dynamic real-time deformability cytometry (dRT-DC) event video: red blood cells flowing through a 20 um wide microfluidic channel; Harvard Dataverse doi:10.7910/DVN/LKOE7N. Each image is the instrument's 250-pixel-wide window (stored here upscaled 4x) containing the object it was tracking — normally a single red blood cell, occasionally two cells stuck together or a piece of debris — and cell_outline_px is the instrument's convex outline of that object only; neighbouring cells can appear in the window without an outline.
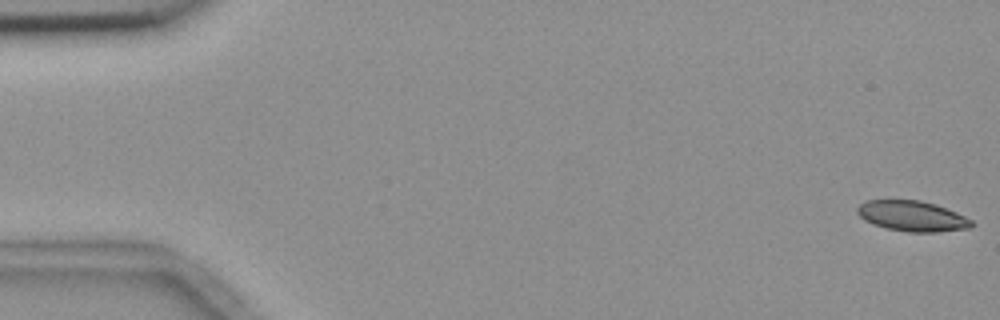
{"species": "common noctule bat (a hibernating species)", "species_latin": "Nyctalus noctula", "temperature_condition": "room temperature", "stored_images_in_passage": 56, "camera_frame_rate_fps": 3000, "um_per_image_px": 0.085, "animal": {"sex": "female", "body_mass_g": 18.4}, "frame": {"image": 1, "passage_image": 1, "time_ms": 0.0, "image_size_px": [1000, 320], "cell_outline_px": [[976, 224], [968, 228], [936, 232], [908, 232], [888, 228], [872, 224], [864, 220], [856, 212], [856, 208], [860, 204], [868, 200], [920, 200], [936, 204], [956, 212], [972, 220]], "centroid_in_image_um": [77.53, 18.36], "position_along_channel_um": 7.5, "area_um2": 20.29}}
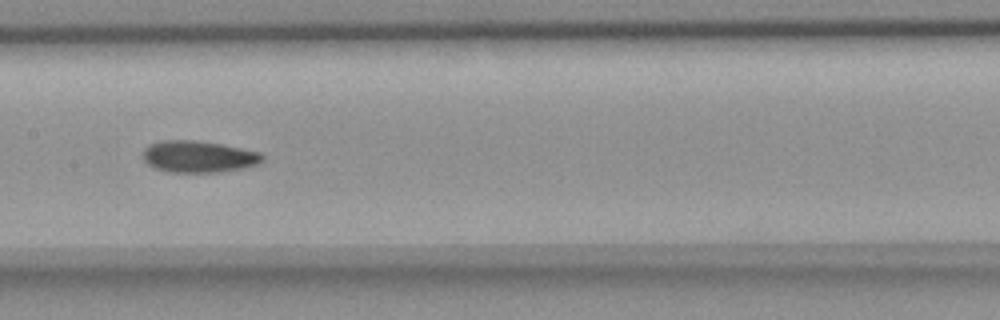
{"frame": {"image": 2, "passage_image": 28, "time_ms": 9.0, "image_size_px": [1000, 320], "cell_outline_px": [[264, 160], [256, 164], [240, 168], [220, 172], [168, 172], [156, 168], [148, 164], [144, 160], [144, 148], [148, 144], [160, 140], [192, 140], [220, 144], [260, 152], [264, 156]], "centroid_in_image_um": [16.85, 13.31], "position_along_channel_um": 190.6, "area_um2": 21.91}}
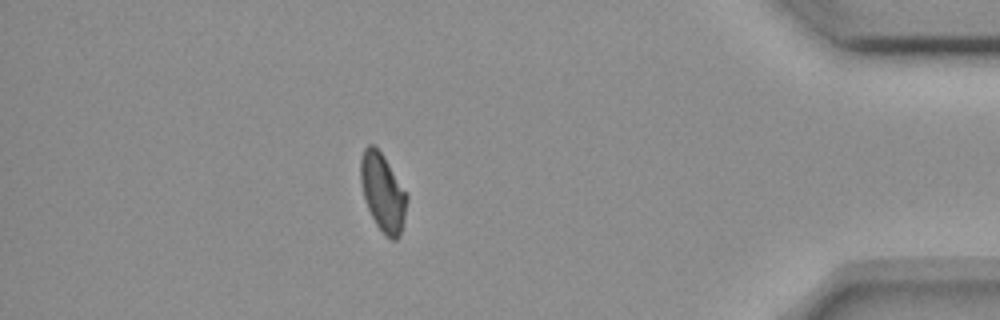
{"frame": {"image": 3, "passage_image": 49, "time_ms": 16.0, "image_size_px": [1000, 320], "cell_outline_px": [[408, 200], [400, 236], [396, 240], [392, 240], [376, 224], [364, 200], [360, 180], [360, 160], [364, 148], [368, 144], [372, 144], [384, 156], [408, 196]], "centroid_in_image_um": [32.53, 16.34], "position_along_channel_um": 402.7, "area_um2": 20.75}}